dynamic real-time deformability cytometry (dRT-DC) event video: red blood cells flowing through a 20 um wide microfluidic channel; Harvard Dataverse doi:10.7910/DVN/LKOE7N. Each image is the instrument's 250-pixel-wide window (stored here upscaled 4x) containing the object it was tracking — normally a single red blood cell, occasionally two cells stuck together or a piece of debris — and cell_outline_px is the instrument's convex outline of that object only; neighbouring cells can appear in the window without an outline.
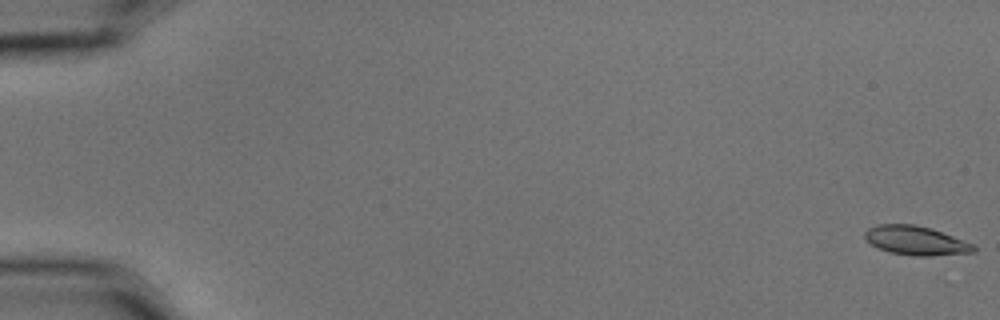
{"species": "common noctule bat (a hibernating species)", "species_latin": "Nyctalus noctula", "temperature_condition": "cold", "stored_images_in_passage": 5, "camera_frame_rate_fps": 3000, "um_per_image_px": 0.085, "animal": {"sex": "male", "body_mass_g": 15.6}, "frame": {"image": 1, "passage_image": 1, "time_ms": 0.0, "image_size_px": [1000, 320], "cell_outline_px": [[976, 252], [932, 256], [916, 256], [888, 252], [872, 244], [864, 236], [864, 232], [868, 228], [876, 224], [916, 224], [932, 228], [976, 244]], "centroid_in_image_um": [77.9, 20.44], "position_along_channel_um": 7.1, "area_um2": 18.67}}
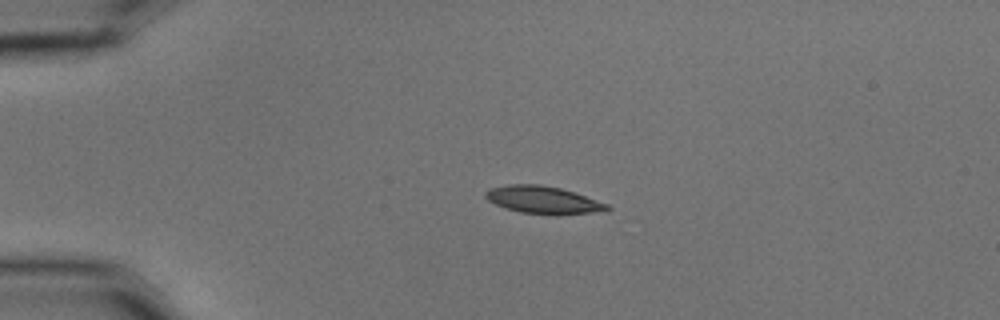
{"frame": {"image": 2, "passage_image": 4, "time_ms": 1.0, "image_size_px": [1000, 320], "cell_outline_px": [[612, 208], [608, 212], [556, 216], [520, 212], [496, 204], [488, 200], [484, 196], [484, 192], [488, 188], [508, 184], [540, 184], [560, 188], [608, 204]], "centroid_in_image_um": [46.22, 17.02], "position_along_channel_um": 38.8, "area_um2": 19.88}}